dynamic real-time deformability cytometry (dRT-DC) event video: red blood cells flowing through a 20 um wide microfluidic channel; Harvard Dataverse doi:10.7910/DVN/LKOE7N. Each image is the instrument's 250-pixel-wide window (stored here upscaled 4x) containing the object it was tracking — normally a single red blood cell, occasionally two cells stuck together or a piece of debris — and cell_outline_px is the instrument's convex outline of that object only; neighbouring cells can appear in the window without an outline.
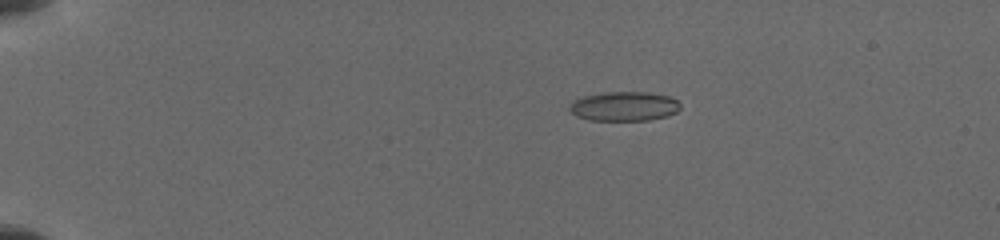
{"species": "common noctule bat (a hibernating species)", "species_latin": "Nyctalus noctula", "temperature_condition": "cold", "stored_images_in_passage": 50, "camera_frame_rate_fps": 3000, "um_per_image_px": 0.085, "animal": {"sex": "female", "body_mass_g": 19.5, "forearm_length_mm": 54.1}, "frame": {"image": 1, "passage_image": 1, "time_ms": 0.0, "image_size_px": [1000, 240], "cell_outline_px": [[680, 108], [676, 112], [668, 116], [648, 120], [588, 120], [576, 116], [568, 108], [576, 100], [584, 96], [604, 92], [648, 92], [668, 96], [676, 100], [680, 104]], "centroid_in_image_um": [53.07, 9.04], "position_along_channel_um": 31.9, "area_um2": 18.84}}
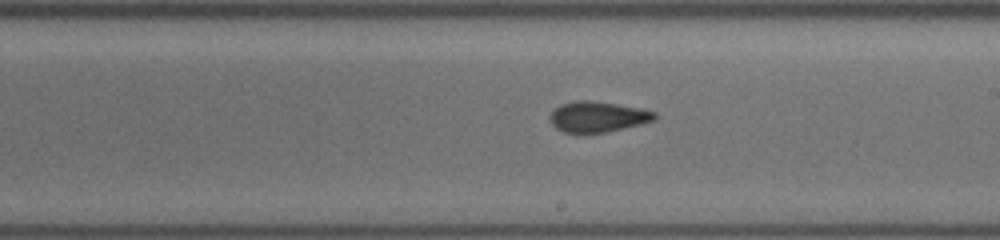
{"frame": {"image": 2, "passage_image": 31, "time_ms": 7.333, "image_size_px": [1000, 240], "cell_outline_px": [[656, 116], [652, 120], [640, 124], [608, 132], [564, 132], [556, 128], [548, 120], [548, 116], [560, 104], [580, 100], [588, 100], [616, 104], [640, 108], [656, 112]], "centroid_in_image_um": [50.77, 9.92], "position_along_channel_um": 238.2, "area_um2": 18.44}}
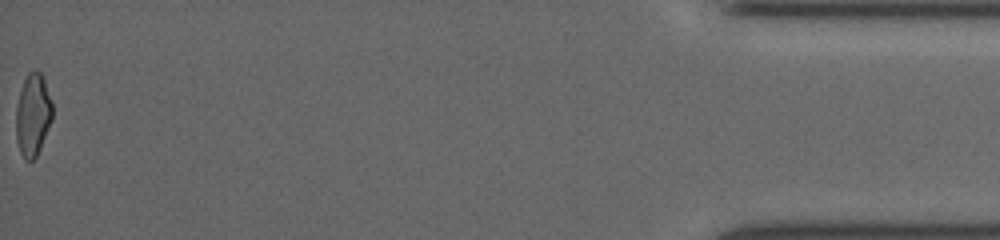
{"frame": {"image": 3, "passage_image": 49, "time_ms": 14.333, "image_size_px": [1000, 240], "cell_outline_px": [[52, 120], [40, 148], [36, 156], [32, 160], [24, 160], [20, 152], [16, 140], [16, 104], [24, 80], [28, 72], [32, 68], [36, 68], [44, 76], [52, 104]], "centroid_in_image_um": [2.79, 9.72], "position_along_channel_um": 432.4, "area_um2": 17.69}}